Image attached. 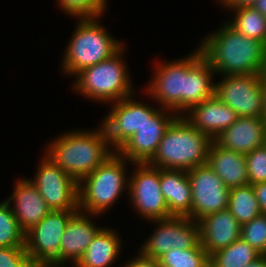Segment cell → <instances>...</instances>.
Here are the masks:
<instances>
[{"mask_svg":"<svg viewBox=\"0 0 266 267\" xmlns=\"http://www.w3.org/2000/svg\"><path fill=\"white\" fill-rule=\"evenodd\" d=\"M199 48L216 74H261L266 70V44L244 36L227 22Z\"/></svg>","mask_w":266,"mask_h":267,"instance_id":"cell-1","label":"cell"},{"mask_svg":"<svg viewBox=\"0 0 266 267\" xmlns=\"http://www.w3.org/2000/svg\"><path fill=\"white\" fill-rule=\"evenodd\" d=\"M48 148L46 156L77 183L115 152L101 125L98 131H68L53 140Z\"/></svg>","mask_w":266,"mask_h":267,"instance_id":"cell-2","label":"cell"},{"mask_svg":"<svg viewBox=\"0 0 266 267\" xmlns=\"http://www.w3.org/2000/svg\"><path fill=\"white\" fill-rule=\"evenodd\" d=\"M212 139L177 116L167 127L156 154L148 162L152 167L189 171L206 164Z\"/></svg>","mask_w":266,"mask_h":267,"instance_id":"cell-3","label":"cell"},{"mask_svg":"<svg viewBox=\"0 0 266 267\" xmlns=\"http://www.w3.org/2000/svg\"><path fill=\"white\" fill-rule=\"evenodd\" d=\"M126 160L115 151L78 183L79 211L92 216L102 215L122 195L124 189L128 190Z\"/></svg>","mask_w":266,"mask_h":267,"instance_id":"cell-4","label":"cell"},{"mask_svg":"<svg viewBox=\"0 0 266 267\" xmlns=\"http://www.w3.org/2000/svg\"><path fill=\"white\" fill-rule=\"evenodd\" d=\"M99 18L78 19L79 23L64 51L62 69L65 74L77 75L80 71L111 58L123 45L114 39Z\"/></svg>","mask_w":266,"mask_h":267,"instance_id":"cell-5","label":"cell"},{"mask_svg":"<svg viewBox=\"0 0 266 267\" xmlns=\"http://www.w3.org/2000/svg\"><path fill=\"white\" fill-rule=\"evenodd\" d=\"M122 47L111 58L83 69L75 77L76 92L104 103L116 102L133 95L132 81L121 54ZM131 83V84H130Z\"/></svg>","mask_w":266,"mask_h":267,"instance_id":"cell-6","label":"cell"},{"mask_svg":"<svg viewBox=\"0 0 266 267\" xmlns=\"http://www.w3.org/2000/svg\"><path fill=\"white\" fill-rule=\"evenodd\" d=\"M77 211H51L25 233V250L33 267L61 266L60 243L69 219Z\"/></svg>","mask_w":266,"mask_h":267,"instance_id":"cell-7","label":"cell"},{"mask_svg":"<svg viewBox=\"0 0 266 267\" xmlns=\"http://www.w3.org/2000/svg\"><path fill=\"white\" fill-rule=\"evenodd\" d=\"M30 181L52 211H78V183L46 155Z\"/></svg>","mask_w":266,"mask_h":267,"instance_id":"cell-8","label":"cell"},{"mask_svg":"<svg viewBox=\"0 0 266 267\" xmlns=\"http://www.w3.org/2000/svg\"><path fill=\"white\" fill-rule=\"evenodd\" d=\"M154 222L156 230L139 250L145 257L158 259L171 249H191L200 241L199 224L190 218L172 216Z\"/></svg>","mask_w":266,"mask_h":267,"instance_id":"cell-9","label":"cell"},{"mask_svg":"<svg viewBox=\"0 0 266 267\" xmlns=\"http://www.w3.org/2000/svg\"><path fill=\"white\" fill-rule=\"evenodd\" d=\"M137 170L129 178L131 203L135 210L147 220L172 217L160 189V168L148 163H135Z\"/></svg>","mask_w":266,"mask_h":267,"instance_id":"cell-10","label":"cell"},{"mask_svg":"<svg viewBox=\"0 0 266 267\" xmlns=\"http://www.w3.org/2000/svg\"><path fill=\"white\" fill-rule=\"evenodd\" d=\"M215 84V95L238 117H262L261 74L224 75Z\"/></svg>","mask_w":266,"mask_h":267,"instance_id":"cell-11","label":"cell"},{"mask_svg":"<svg viewBox=\"0 0 266 267\" xmlns=\"http://www.w3.org/2000/svg\"><path fill=\"white\" fill-rule=\"evenodd\" d=\"M192 192L191 219L198 222L206 215L228 208L230 188L206 163L187 171Z\"/></svg>","mask_w":266,"mask_h":267,"instance_id":"cell-12","label":"cell"},{"mask_svg":"<svg viewBox=\"0 0 266 267\" xmlns=\"http://www.w3.org/2000/svg\"><path fill=\"white\" fill-rule=\"evenodd\" d=\"M132 97L114 102L112 109L101 124L110 147L112 145L114 151H118L159 109L140 103Z\"/></svg>","mask_w":266,"mask_h":267,"instance_id":"cell-13","label":"cell"},{"mask_svg":"<svg viewBox=\"0 0 266 267\" xmlns=\"http://www.w3.org/2000/svg\"><path fill=\"white\" fill-rule=\"evenodd\" d=\"M174 61L156 65L146 93L161 104L160 108L176 111L182 116L185 112L186 58Z\"/></svg>","mask_w":266,"mask_h":267,"instance_id":"cell-14","label":"cell"},{"mask_svg":"<svg viewBox=\"0 0 266 267\" xmlns=\"http://www.w3.org/2000/svg\"><path fill=\"white\" fill-rule=\"evenodd\" d=\"M160 109L147 119L142 127L117 151L129 163L130 161L133 164L148 163L156 154L167 127L178 116L171 110H169L170 113L166 112V114L170 115H166L165 110L168 111V109Z\"/></svg>","mask_w":266,"mask_h":267,"instance_id":"cell-15","label":"cell"},{"mask_svg":"<svg viewBox=\"0 0 266 267\" xmlns=\"http://www.w3.org/2000/svg\"><path fill=\"white\" fill-rule=\"evenodd\" d=\"M198 224L200 244L209 256L241 238V224L228 209L206 215Z\"/></svg>","mask_w":266,"mask_h":267,"instance_id":"cell-16","label":"cell"},{"mask_svg":"<svg viewBox=\"0 0 266 267\" xmlns=\"http://www.w3.org/2000/svg\"><path fill=\"white\" fill-rule=\"evenodd\" d=\"M214 141L225 149L249 154L266 144V121L262 117H238Z\"/></svg>","mask_w":266,"mask_h":267,"instance_id":"cell-17","label":"cell"},{"mask_svg":"<svg viewBox=\"0 0 266 267\" xmlns=\"http://www.w3.org/2000/svg\"><path fill=\"white\" fill-rule=\"evenodd\" d=\"M182 115L193 127L215 140L238 118L237 113L216 95L190 108ZM186 115V116H185Z\"/></svg>","mask_w":266,"mask_h":267,"instance_id":"cell-18","label":"cell"},{"mask_svg":"<svg viewBox=\"0 0 266 267\" xmlns=\"http://www.w3.org/2000/svg\"><path fill=\"white\" fill-rule=\"evenodd\" d=\"M16 181L13 194L6 200L10 204L14 201V206L10 207L20 229L26 233L52 210L30 180L20 178Z\"/></svg>","mask_w":266,"mask_h":267,"instance_id":"cell-19","label":"cell"},{"mask_svg":"<svg viewBox=\"0 0 266 267\" xmlns=\"http://www.w3.org/2000/svg\"><path fill=\"white\" fill-rule=\"evenodd\" d=\"M214 69L200 48L186 57L185 112L215 95Z\"/></svg>","mask_w":266,"mask_h":267,"instance_id":"cell-20","label":"cell"},{"mask_svg":"<svg viewBox=\"0 0 266 267\" xmlns=\"http://www.w3.org/2000/svg\"><path fill=\"white\" fill-rule=\"evenodd\" d=\"M88 217V213L84 214V212L78 210L69 219L59 246L61 267L68 260L75 265L83 256L93 238L102 229L96 226Z\"/></svg>","mask_w":266,"mask_h":267,"instance_id":"cell-21","label":"cell"},{"mask_svg":"<svg viewBox=\"0 0 266 267\" xmlns=\"http://www.w3.org/2000/svg\"><path fill=\"white\" fill-rule=\"evenodd\" d=\"M160 189L171 216L191 219L192 192L187 171L160 169Z\"/></svg>","mask_w":266,"mask_h":267,"instance_id":"cell-22","label":"cell"},{"mask_svg":"<svg viewBox=\"0 0 266 267\" xmlns=\"http://www.w3.org/2000/svg\"><path fill=\"white\" fill-rule=\"evenodd\" d=\"M207 164L228 188L249 184L245 155L225 149L214 140L209 148Z\"/></svg>","mask_w":266,"mask_h":267,"instance_id":"cell-23","label":"cell"},{"mask_svg":"<svg viewBox=\"0 0 266 267\" xmlns=\"http://www.w3.org/2000/svg\"><path fill=\"white\" fill-rule=\"evenodd\" d=\"M113 229L103 228L96 234L77 267H110L120 254L121 238Z\"/></svg>","mask_w":266,"mask_h":267,"instance_id":"cell-24","label":"cell"},{"mask_svg":"<svg viewBox=\"0 0 266 267\" xmlns=\"http://www.w3.org/2000/svg\"><path fill=\"white\" fill-rule=\"evenodd\" d=\"M261 254L242 238L209 256L210 267H244Z\"/></svg>","mask_w":266,"mask_h":267,"instance_id":"cell-25","label":"cell"},{"mask_svg":"<svg viewBox=\"0 0 266 267\" xmlns=\"http://www.w3.org/2000/svg\"><path fill=\"white\" fill-rule=\"evenodd\" d=\"M227 209L241 225L262 214L251 184L230 188Z\"/></svg>","mask_w":266,"mask_h":267,"instance_id":"cell-26","label":"cell"},{"mask_svg":"<svg viewBox=\"0 0 266 267\" xmlns=\"http://www.w3.org/2000/svg\"><path fill=\"white\" fill-rule=\"evenodd\" d=\"M235 12L233 21L227 23L248 38L260 40L266 44V17L254 6L232 8Z\"/></svg>","mask_w":266,"mask_h":267,"instance_id":"cell-27","label":"cell"},{"mask_svg":"<svg viewBox=\"0 0 266 267\" xmlns=\"http://www.w3.org/2000/svg\"><path fill=\"white\" fill-rule=\"evenodd\" d=\"M160 267H210L209 255L200 241L191 249H171L158 258Z\"/></svg>","mask_w":266,"mask_h":267,"instance_id":"cell-28","label":"cell"},{"mask_svg":"<svg viewBox=\"0 0 266 267\" xmlns=\"http://www.w3.org/2000/svg\"><path fill=\"white\" fill-rule=\"evenodd\" d=\"M0 247H25V233L7 200L0 203Z\"/></svg>","mask_w":266,"mask_h":267,"instance_id":"cell-29","label":"cell"},{"mask_svg":"<svg viewBox=\"0 0 266 267\" xmlns=\"http://www.w3.org/2000/svg\"><path fill=\"white\" fill-rule=\"evenodd\" d=\"M58 3L76 19L101 17L107 6V0H58Z\"/></svg>","mask_w":266,"mask_h":267,"instance_id":"cell-30","label":"cell"},{"mask_svg":"<svg viewBox=\"0 0 266 267\" xmlns=\"http://www.w3.org/2000/svg\"><path fill=\"white\" fill-rule=\"evenodd\" d=\"M241 238L261 255H266V214L242 224Z\"/></svg>","mask_w":266,"mask_h":267,"instance_id":"cell-31","label":"cell"},{"mask_svg":"<svg viewBox=\"0 0 266 267\" xmlns=\"http://www.w3.org/2000/svg\"><path fill=\"white\" fill-rule=\"evenodd\" d=\"M249 184L266 182V144L245 155Z\"/></svg>","mask_w":266,"mask_h":267,"instance_id":"cell-32","label":"cell"},{"mask_svg":"<svg viewBox=\"0 0 266 267\" xmlns=\"http://www.w3.org/2000/svg\"><path fill=\"white\" fill-rule=\"evenodd\" d=\"M0 267H33L25 247H0Z\"/></svg>","mask_w":266,"mask_h":267,"instance_id":"cell-33","label":"cell"},{"mask_svg":"<svg viewBox=\"0 0 266 267\" xmlns=\"http://www.w3.org/2000/svg\"><path fill=\"white\" fill-rule=\"evenodd\" d=\"M124 267H160L158 259L145 257L139 252L136 258L129 260Z\"/></svg>","mask_w":266,"mask_h":267,"instance_id":"cell-34","label":"cell"},{"mask_svg":"<svg viewBox=\"0 0 266 267\" xmlns=\"http://www.w3.org/2000/svg\"><path fill=\"white\" fill-rule=\"evenodd\" d=\"M262 214H266V182L252 185Z\"/></svg>","mask_w":266,"mask_h":267,"instance_id":"cell-35","label":"cell"},{"mask_svg":"<svg viewBox=\"0 0 266 267\" xmlns=\"http://www.w3.org/2000/svg\"><path fill=\"white\" fill-rule=\"evenodd\" d=\"M224 6L229 9L238 8L242 6H253L257 0H219Z\"/></svg>","mask_w":266,"mask_h":267,"instance_id":"cell-36","label":"cell"},{"mask_svg":"<svg viewBox=\"0 0 266 267\" xmlns=\"http://www.w3.org/2000/svg\"><path fill=\"white\" fill-rule=\"evenodd\" d=\"M261 87H262V94H263L262 118L266 121V70L261 73Z\"/></svg>","mask_w":266,"mask_h":267,"instance_id":"cell-37","label":"cell"},{"mask_svg":"<svg viewBox=\"0 0 266 267\" xmlns=\"http://www.w3.org/2000/svg\"><path fill=\"white\" fill-rule=\"evenodd\" d=\"M244 267H266V255H261L255 261L247 264Z\"/></svg>","mask_w":266,"mask_h":267,"instance_id":"cell-38","label":"cell"},{"mask_svg":"<svg viewBox=\"0 0 266 267\" xmlns=\"http://www.w3.org/2000/svg\"><path fill=\"white\" fill-rule=\"evenodd\" d=\"M253 6L266 17V0H257Z\"/></svg>","mask_w":266,"mask_h":267,"instance_id":"cell-39","label":"cell"},{"mask_svg":"<svg viewBox=\"0 0 266 267\" xmlns=\"http://www.w3.org/2000/svg\"><path fill=\"white\" fill-rule=\"evenodd\" d=\"M74 266L77 267L76 265H74ZM74 266H73V267H74ZM52 267H60V265H56V266H52Z\"/></svg>","mask_w":266,"mask_h":267,"instance_id":"cell-40","label":"cell"}]
</instances>
